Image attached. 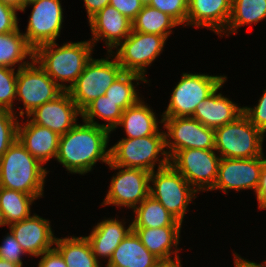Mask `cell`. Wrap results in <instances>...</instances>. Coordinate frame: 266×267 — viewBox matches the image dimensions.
Instances as JSON below:
<instances>
[{
  "label": "cell",
  "instance_id": "obj_1",
  "mask_svg": "<svg viewBox=\"0 0 266 267\" xmlns=\"http://www.w3.org/2000/svg\"><path fill=\"white\" fill-rule=\"evenodd\" d=\"M76 124L67 133L60 135L57 162L70 173L84 175L90 172L97 161L110 163L108 147L110 131L86 121Z\"/></svg>",
  "mask_w": 266,
  "mask_h": 267
},
{
  "label": "cell",
  "instance_id": "obj_2",
  "mask_svg": "<svg viewBox=\"0 0 266 267\" xmlns=\"http://www.w3.org/2000/svg\"><path fill=\"white\" fill-rule=\"evenodd\" d=\"M93 47L90 40L64 43L61 47L56 42L46 43L34 50V59L59 87L67 91L91 60Z\"/></svg>",
  "mask_w": 266,
  "mask_h": 267
},
{
  "label": "cell",
  "instance_id": "obj_3",
  "mask_svg": "<svg viewBox=\"0 0 266 267\" xmlns=\"http://www.w3.org/2000/svg\"><path fill=\"white\" fill-rule=\"evenodd\" d=\"M48 172L18 139L0 157V187L33 195L37 199L43 196Z\"/></svg>",
  "mask_w": 266,
  "mask_h": 267
},
{
  "label": "cell",
  "instance_id": "obj_4",
  "mask_svg": "<svg viewBox=\"0 0 266 267\" xmlns=\"http://www.w3.org/2000/svg\"><path fill=\"white\" fill-rule=\"evenodd\" d=\"M165 148V133L161 131L140 138H123L109 148L110 162L122 168H140L151 173L157 162V169L170 164ZM160 154L164 158H158Z\"/></svg>",
  "mask_w": 266,
  "mask_h": 267
},
{
  "label": "cell",
  "instance_id": "obj_5",
  "mask_svg": "<svg viewBox=\"0 0 266 267\" xmlns=\"http://www.w3.org/2000/svg\"><path fill=\"white\" fill-rule=\"evenodd\" d=\"M265 134L242 113L233 122L215 129V151L221 158L250 159L263 154Z\"/></svg>",
  "mask_w": 266,
  "mask_h": 267
},
{
  "label": "cell",
  "instance_id": "obj_6",
  "mask_svg": "<svg viewBox=\"0 0 266 267\" xmlns=\"http://www.w3.org/2000/svg\"><path fill=\"white\" fill-rule=\"evenodd\" d=\"M93 59L87 63L75 83L67 90L78 109L82 112L91 102L105 95L111 84L124 72L116 57Z\"/></svg>",
  "mask_w": 266,
  "mask_h": 267
},
{
  "label": "cell",
  "instance_id": "obj_7",
  "mask_svg": "<svg viewBox=\"0 0 266 267\" xmlns=\"http://www.w3.org/2000/svg\"><path fill=\"white\" fill-rule=\"evenodd\" d=\"M149 195L159 201L179 222H183L187 207L198 193L171 165L150 173Z\"/></svg>",
  "mask_w": 266,
  "mask_h": 267
},
{
  "label": "cell",
  "instance_id": "obj_8",
  "mask_svg": "<svg viewBox=\"0 0 266 267\" xmlns=\"http://www.w3.org/2000/svg\"><path fill=\"white\" fill-rule=\"evenodd\" d=\"M225 80L226 76L183 73L176 84L162 117H192L198 104L206 100Z\"/></svg>",
  "mask_w": 266,
  "mask_h": 267
},
{
  "label": "cell",
  "instance_id": "obj_9",
  "mask_svg": "<svg viewBox=\"0 0 266 267\" xmlns=\"http://www.w3.org/2000/svg\"><path fill=\"white\" fill-rule=\"evenodd\" d=\"M35 59L26 66L17 69L16 98L22 101L24 108L19 116L26 117L36 108L55 100L64 90L38 65ZM25 110V112H24Z\"/></svg>",
  "mask_w": 266,
  "mask_h": 267
},
{
  "label": "cell",
  "instance_id": "obj_10",
  "mask_svg": "<svg viewBox=\"0 0 266 267\" xmlns=\"http://www.w3.org/2000/svg\"><path fill=\"white\" fill-rule=\"evenodd\" d=\"M159 123L167 130L165 147L170 159L184 149H215V130L192 117H162Z\"/></svg>",
  "mask_w": 266,
  "mask_h": 267
},
{
  "label": "cell",
  "instance_id": "obj_11",
  "mask_svg": "<svg viewBox=\"0 0 266 267\" xmlns=\"http://www.w3.org/2000/svg\"><path fill=\"white\" fill-rule=\"evenodd\" d=\"M167 38L158 34L131 33L116 47L115 57L124 72L146 76V67L160 55Z\"/></svg>",
  "mask_w": 266,
  "mask_h": 267
},
{
  "label": "cell",
  "instance_id": "obj_12",
  "mask_svg": "<svg viewBox=\"0 0 266 267\" xmlns=\"http://www.w3.org/2000/svg\"><path fill=\"white\" fill-rule=\"evenodd\" d=\"M220 159L215 150L184 149L170 159V164L197 192H203L214 187Z\"/></svg>",
  "mask_w": 266,
  "mask_h": 267
},
{
  "label": "cell",
  "instance_id": "obj_13",
  "mask_svg": "<svg viewBox=\"0 0 266 267\" xmlns=\"http://www.w3.org/2000/svg\"><path fill=\"white\" fill-rule=\"evenodd\" d=\"M60 0H28L21 11L33 7L26 33L27 43L35 50L38 46L55 42L60 36L63 9Z\"/></svg>",
  "mask_w": 266,
  "mask_h": 267
},
{
  "label": "cell",
  "instance_id": "obj_14",
  "mask_svg": "<svg viewBox=\"0 0 266 267\" xmlns=\"http://www.w3.org/2000/svg\"><path fill=\"white\" fill-rule=\"evenodd\" d=\"M108 166L110 169H118L119 172L111 178L108 193L101 205L112 204L134 209L149 195L150 172L140 168L122 169L111 162Z\"/></svg>",
  "mask_w": 266,
  "mask_h": 267
},
{
  "label": "cell",
  "instance_id": "obj_15",
  "mask_svg": "<svg viewBox=\"0 0 266 267\" xmlns=\"http://www.w3.org/2000/svg\"><path fill=\"white\" fill-rule=\"evenodd\" d=\"M263 165V155L250 159L221 158L218 166V177L210 190L235 191L253 189L256 192Z\"/></svg>",
  "mask_w": 266,
  "mask_h": 267
},
{
  "label": "cell",
  "instance_id": "obj_16",
  "mask_svg": "<svg viewBox=\"0 0 266 267\" xmlns=\"http://www.w3.org/2000/svg\"><path fill=\"white\" fill-rule=\"evenodd\" d=\"M82 115L70 94L64 91L55 100L42 104L30 113L27 118L34 124L47 127L51 131L63 135L77 123Z\"/></svg>",
  "mask_w": 266,
  "mask_h": 267
},
{
  "label": "cell",
  "instance_id": "obj_17",
  "mask_svg": "<svg viewBox=\"0 0 266 267\" xmlns=\"http://www.w3.org/2000/svg\"><path fill=\"white\" fill-rule=\"evenodd\" d=\"M20 246L30 256L39 257L55 244L52 228L47 219L34 214L9 226Z\"/></svg>",
  "mask_w": 266,
  "mask_h": 267
},
{
  "label": "cell",
  "instance_id": "obj_18",
  "mask_svg": "<svg viewBox=\"0 0 266 267\" xmlns=\"http://www.w3.org/2000/svg\"><path fill=\"white\" fill-rule=\"evenodd\" d=\"M89 25L93 46L97 41L103 40L108 49L107 53H113L112 49L118 47L132 31V21L111 5L105 6L94 15L89 20Z\"/></svg>",
  "mask_w": 266,
  "mask_h": 267
},
{
  "label": "cell",
  "instance_id": "obj_19",
  "mask_svg": "<svg viewBox=\"0 0 266 267\" xmlns=\"http://www.w3.org/2000/svg\"><path fill=\"white\" fill-rule=\"evenodd\" d=\"M232 0H188L187 26L206 27L221 34L231 15Z\"/></svg>",
  "mask_w": 266,
  "mask_h": 267
},
{
  "label": "cell",
  "instance_id": "obj_20",
  "mask_svg": "<svg viewBox=\"0 0 266 267\" xmlns=\"http://www.w3.org/2000/svg\"><path fill=\"white\" fill-rule=\"evenodd\" d=\"M17 139L42 164L56 158L60 135L47 127L34 124L29 119L21 125L19 122Z\"/></svg>",
  "mask_w": 266,
  "mask_h": 267
},
{
  "label": "cell",
  "instance_id": "obj_21",
  "mask_svg": "<svg viewBox=\"0 0 266 267\" xmlns=\"http://www.w3.org/2000/svg\"><path fill=\"white\" fill-rule=\"evenodd\" d=\"M226 80L206 99L201 101L192 118L198 120L204 126L217 129L233 122L243 113V107L224 97L218 90Z\"/></svg>",
  "mask_w": 266,
  "mask_h": 267
},
{
  "label": "cell",
  "instance_id": "obj_22",
  "mask_svg": "<svg viewBox=\"0 0 266 267\" xmlns=\"http://www.w3.org/2000/svg\"><path fill=\"white\" fill-rule=\"evenodd\" d=\"M131 230L132 224L125 227L122 221L108 218L97 223L89 236L85 237L97 260L102 256L101 258H108L107 262H109L114 250Z\"/></svg>",
  "mask_w": 266,
  "mask_h": 267
},
{
  "label": "cell",
  "instance_id": "obj_23",
  "mask_svg": "<svg viewBox=\"0 0 266 267\" xmlns=\"http://www.w3.org/2000/svg\"><path fill=\"white\" fill-rule=\"evenodd\" d=\"M158 260L131 230L114 250L106 267H153Z\"/></svg>",
  "mask_w": 266,
  "mask_h": 267
},
{
  "label": "cell",
  "instance_id": "obj_24",
  "mask_svg": "<svg viewBox=\"0 0 266 267\" xmlns=\"http://www.w3.org/2000/svg\"><path fill=\"white\" fill-rule=\"evenodd\" d=\"M142 244L157 258H173L179 256L177 245L180 239L181 226H165L158 228H132ZM175 247V251H173Z\"/></svg>",
  "mask_w": 266,
  "mask_h": 267
},
{
  "label": "cell",
  "instance_id": "obj_25",
  "mask_svg": "<svg viewBox=\"0 0 266 267\" xmlns=\"http://www.w3.org/2000/svg\"><path fill=\"white\" fill-rule=\"evenodd\" d=\"M155 112L141 99L123 111L118 126L125 128L126 138H140L154 135L159 131Z\"/></svg>",
  "mask_w": 266,
  "mask_h": 267
},
{
  "label": "cell",
  "instance_id": "obj_26",
  "mask_svg": "<svg viewBox=\"0 0 266 267\" xmlns=\"http://www.w3.org/2000/svg\"><path fill=\"white\" fill-rule=\"evenodd\" d=\"M133 211L135 218L131 222L132 228L182 226V223L151 195H148Z\"/></svg>",
  "mask_w": 266,
  "mask_h": 267
},
{
  "label": "cell",
  "instance_id": "obj_27",
  "mask_svg": "<svg viewBox=\"0 0 266 267\" xmlns=\"http://www.w3.org/2000/svg\"><path fill=\"white\" fill-rule=\"evenodd\" d=\"M55 245L67 267H101L84 236L56 238Z\"/></svg>",
  "mask_w": 266,
  "mask_h": 267
},
{
  "label": "cell",
  "instance_id": "obj_28",
  "mask_svg": "<svg viewBox=\"0 0 266 267\" xmlns=\"http://www.w3.org/2000/svg\"><path fill=\"white\" fill-rule=\"evenodd\" d=\"M34 59V49L27 43L25 36L17 30L0 34V66L14 69L17 63L20 69L29 64V61H24L26 57Z\"/></svg>",
  "mask_w": 266,
  "mask_h": 267
},
{
  "label": "cell",
  "instance_id": "obj_29",
  "mask_svg": "<svg viewBox=\"0 0 266 267\" xmlns=\"http://www.w3.org/2000/svg\"><path fill=\"white\" fill-rule=\"evenodd\" d=\"M266 18V0H232L231 15L226 27L227 36L237 33L242 25L255 24ZM229 32V33H228Z\"/></svg>",
  "mask_w": 266,
  "mask_h": 267
},
{
  "label": "cell",
  "instance_id": "obj_30",
  "mask_svg": "<svg viewBox=\"0 0 266 267\" xmlns=\"http://www.w3.org/2000/svg\"><path fill=\"white\" fill-rule=\"evenodd\" d=\"M36 199L33 195L0 187V209L6 224L10 226L30 217V206Z\"/></svg>",
  "mask_w": 266,
  "mask_h": 267
},
{
  "label": "cell",
  "instance_id": "obj_31",
  "mask_svg": "<svg viewBox=\"0 0 266 267\" xmlns=\"http://www.w3.org/2000/svg\"><path fill=\"white\" fill-rule=\"evenodd\" d=\"M178 25L172 17L164 12L149 5H144L132 21V30L140 33L158 34L168 38L172 32L170 29Z\"/></svg>",
  "mask_w": 266,
  "mask_h": 267
},
{
  "label": "cell",
  "instance_id": "obj_32",
  "mask_svg": "<svg viewBox=\"0 0 266 267\" xmlns=\"http://www.w3.org/2000/svg\"><path fill=\"white\" fill-rule=\"evenodd\" d=\"M142 81L147 83L141 75L123 72L107 89L105 96L116 103L123 111L135 105L140 98L132 81Z\"/></svg>",
  "mask_w": 266,
  "mask_h": 267
},
{
  "label": "cell",
  "instance_id": "obj_33",
  "mask_svg": "<svg viewBox=\"0 0 266 267\" xmlns=\"http://www.w3.org/2000/svg\"><path fill=\"white\" fill-rule=\"evenodd\" d=\"M123 110L116 105L115 102L106 98L105 95L94 99L83 111L81 117L83 121L98 125L107 130L114 131L120 122ZM98 117L102 120L109 122L108 124H99L94 121V117Z\"/></svg>",
  "mask_w": 266,
  "mask_h": 267
},
{
  "label": "cell",
  "instance_id": "obj_34",
  "mask_svg": "<svg viewBox=\"0 0 266 267\" xmlns=\"http://www.w3.org/2000/svg\"><path fill=\"white\" fill-rule=\"evenodd\" d=\"M16 85L17 72H15V69L0 66V109L15 112L13 102L17 99Z\"/></svg>",
  "mask_w": 266,
  "mask_h": 267
},
{
  "label": "cell",
  "instance_id": "obj_35",
  "mask_svg": "<svg viewBox=\"0 0 266 267\" xmlns=\"http://www.w3.org/2000/svg\"><path fill=\"white\" fill-rule=\"evenodd\" d=\"M13 111L0 109V157L17 140L18 115Z\"/></svg>",
  "mask_w": 266,
  "mask_h": 267
},
{
  "label": "cell",
  "instance_id": "obj_36",
  "mask_svg": "<svg viewBox=\"0 0 266 267\" xmlns=\"http://www.w3.org/2000/svg\"><path fill=\"white\" fill-rule=\"evenodd\" d=\"M149 6L172 17L179 25L187 21L188 0H151Z\"/></svg>",
  "mask_w": 266,
  "mask_h": 267
},
{
  "label": "cell",
  "instance_id": "obj_37",
  "mask_svg": "<svg viewBox=\"0 0 266 267\" xmlns=\"http://www.w3.org/2000/svg\"><path fill=\"white\" fill-rule=\"evenodd\" d=\"M5 236L2 245H0V259L7 260L23 266L22 257L26 252L20 246L19 242L14 237L13 233L9 231Z\"/></svg>",
  "mask_w": 266,
  "mask_h": 267
},
{
  "label": "cell",
  "instance_id": "obj_38",
  "mask_svg": "<svg viewBox=\"0 0 266 267\" xmlns=\"http://www.w3.org/2000/svg\"><path fill=\"white\" fill-rule=\"evenodd\" d=\"M243 113L248 117L250 122L266 133V89L255 107H243Z\"/></svg>",
  "mask_w": 266,
  "mask_h": 267
},
{
  "label": "cell",
  "instance_id": "obj_39",
  "mask_svg": "<svg viewBox=\"0 0 266 267\" xmlns=\"http://www.w3.org/2000/svg\"><path fill=\"white\" fill-rule=\"evenodd\" d=\"M18 28L17 10L0 1V34L10 33Z\"/></svg>",
  "mask_w": 266,
  "mask_h": 267
},
{
  "label": "cell",
  "instance_id": "obj_40",
  "mask_svg": "<svg viewBox=\"0 0 266 267\" xmlns=\"http://www.w3.org/2000/svg\"><path fill=\"white\" fill-rule=\"evenodd\" d=\"M109 5L133 21L144 6L140 0H110Z\"/></svg>",
  "mask_w": 266,
  "mask_h": 267
},
{
  "label": "cell",
  "instance_id": "obj_41",
  "mask_svg": "<svg viewBox=\"0 0 266 267\" xmlns=\"http://www.w3.org/2000/svg\"><path fill=\"white\" fill-rule=\"evenodd\" d=\"M38 267H67L61 254L54 248L40 255Z\"/></svg>",
  "mask_w": 266,
  "mask_h": 267
},
{
  "label": "cell",
  "instance_id": "obj_42",
  "mask_svg": "<svg viewBox=\"0 0 266 267\" xmlns=\"http://www.w3.org/2000/svg\"><path fill=\"white\" fill-rule=\"evenodd\" d=\"M255 193L259 209H266V157L264 155L261 176Z\"/></svg>",
  "mask_w": 266,
  "mask_h": 267
},
{
  "label": "cell",
  "instance_id": "obj_43",
  "mask_svg": "<svg viewBox=\"0 0 266 267\" xmlns=\"http://www.w3.org/2000/svg\"><path fill=\"white\" fill-rule=\"evenodd\" d=\"M109 2L110 0H84L88 21L105 6L109 5Z\"/></svg>",
  "mask_w": 266,
  "mask_h": 267
},
{
  "label": "cell",
  "instance_id": "obj_44",
  "mask_svg": "<svg viewBox=\"0 0 266 267\" xmlns=\"http://www.w3.org/2000/svg\"><path fill=\"white\" fill-rule=\"evenodd\" d=\"M153 267H182L179 256H174V259H159Z\"/></svg>",
  "mask_w": 266,
  "mask_h": 267
},
{
  "label": "cell",
  "instance_id": "obj_45",
  "mask_svg": "<svg viewBox=\"0 0 266 267\" xmlns=\"http://www.w3.org/2000/svg\"><path fill=\"white\" fill-rule=\"evenodd\" d=\"M236 255L234 256V265L235 267H264L263 264H257L255 262H250L246 259H243L240 255L235 253Z\"/></svg>",
  "mask_w": 266,
  "mask_h": 267
},
{
  "label": "cell",
  "instance_id": "obj_46",
  "mask_svg": "<svg viewBox=\"0 0 266 267\" xmlns=\"http://www.w3.org/2000/svg\"><path fill=\"white\" fill-rule=\"evenodd\" d=\"M2 3L7 4L17 11H21L28 0H0Z\"/></svg>",
  "mask_w": 266,
  "mask_h": 267
},
{
  "label": "cell",
  "instance_id": "obj_47",
  "mask_svg": "<svg viewBox=\"0 0 266 267\" xmlns=\"http://www.w3.org/2000/svg\"><path fill=\"white\" fill-rule=\"evenodd\" d=\"M0 267H21V266L15 263H11L7 260L0 259Z\"/></svg>",
  "mask_w": 266,
  "mask_h": 267
},
{
  "label": "cell",
  "instance_id": "obj_48",
  "mask_svg": "<svg viewBox=\"0 0 266 267\" xmlns=\"http://www.w3.org/2000/svg\"><path fill=\"white\" fill-rule=\"evenodd\" d=\"M5 225H7V224H6V221L4 219L3 212L0 209V226H5Z\"/></svg>",
  "mask_w": 266,
  "mask_h": 267
},
{
  "label": "cell",
  "instance_id": "obj_49",
  "mask_svg": "<svg viewBox=\"0 0 266 267\" xmlns=\"http://www.w3.org/2000/svg\"><path fill=\"white\" fill-rule=\"evenodd\" d=\"M142 2L143 5H149V3L151 2V0H140Z\"/></svg>",
  "mask_w": 266,
  "mask_h": 267
},
{
  "label": "cell",
  "instance_id": "obj_50",
  "mask_svg": "<svg viewBox=\"0 0 266 267\" xmlns=\"http://www.w3.org/2000/svg\"><path fill=\"white\" fill-rule=\"evenodd\" d=\"M262 264L264 265V267H266V260L264 262H262Z\"/></svg>",
  "mask_w": 266,
  "mask_h": 267
}]
</instances>
